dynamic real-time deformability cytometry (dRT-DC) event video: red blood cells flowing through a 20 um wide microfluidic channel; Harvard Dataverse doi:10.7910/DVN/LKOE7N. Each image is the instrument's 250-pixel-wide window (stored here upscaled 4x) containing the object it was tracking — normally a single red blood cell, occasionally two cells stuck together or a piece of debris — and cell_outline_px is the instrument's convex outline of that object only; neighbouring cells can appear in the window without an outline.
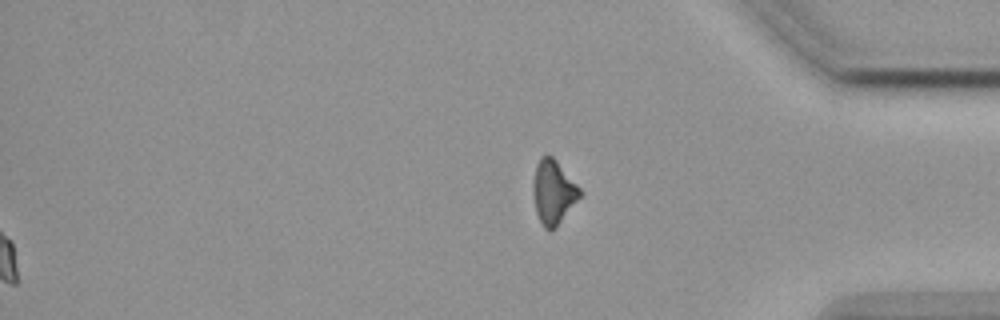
{"species": "common noctule bat (a hibernating species)", "species_latin": "Nyctalus noctula", "temperature_condition": "cold", "stored_images_in_passage": 53, "segment_of_instrument_passage": [2, 2], "camera_frame_rate_fps": 3000, "um_per_image_px": 0.085, "animal": {"sex": "female", "body_mass_g": 19.9}, "frame": {"image": 1, "passage_image": 53, "time_ms": 17.333, "image_size_px": [1000, 320], "cell_outline_px": [[580, 196], [556, 228], [544, 228], [536, 212], [532, 192], [532, 180], [536, 164], [540, 156], [548, 152], [556, 160], [580, 188]], "centroid_in_image_um": [46.99, 16.27], "position_along_channel_um": 388.2, "area_um2": 17.4}}